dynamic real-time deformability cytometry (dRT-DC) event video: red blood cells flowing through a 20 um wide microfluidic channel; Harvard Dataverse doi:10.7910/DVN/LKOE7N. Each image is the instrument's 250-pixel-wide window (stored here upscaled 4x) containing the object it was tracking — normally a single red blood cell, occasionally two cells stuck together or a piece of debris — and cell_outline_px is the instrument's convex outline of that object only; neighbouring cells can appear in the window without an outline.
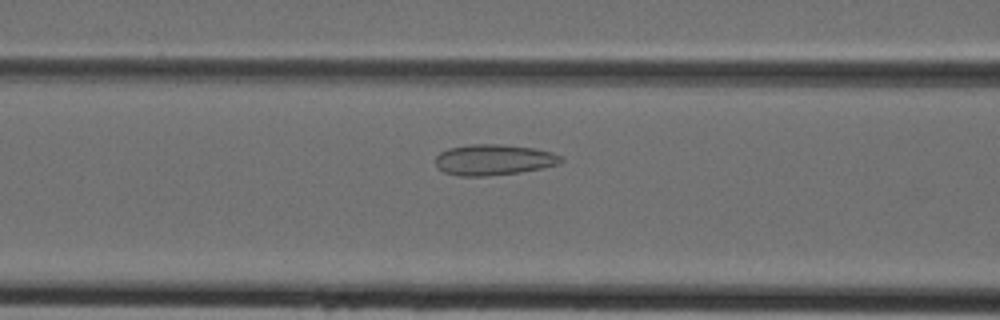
{"species": "Egyptian fruit bat (a non-hibernating species)", "species_latin": "Rousettus aegyptiacus", "temperature_condition": "cold", "stored_images_in_passage": 33, "camera_frame_rate_fps": 3000, "um_per_image_px": 0.085, "animal": {"sex": "female"}, "frame": {"image": 1, "passage_image": 7, "time_ms": 2.0, "image_size_px": [1000, 320], "cell_outline_px": [[564, 160], [560, 164], [520, 172], [484, 176], [460, 176], [444, 172], [436, 168], [436, 156], [440, 152], [448, 148], [472, 144], [496, 144], [536, 148], [552, 152], [560, 156]], "centroid_in_image_um": [41.95, 13.58], "position_along_channel_um": 124.7, "area_um2": 22.54}}
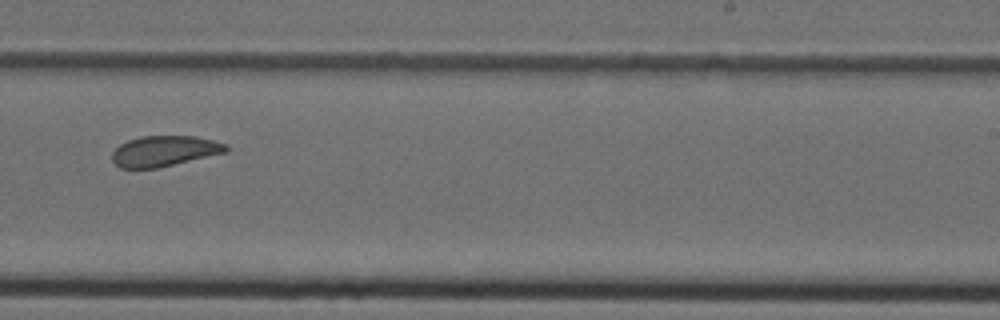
{"frame": {"image": 2, "passage_image": 17, "time_ms": 5.333, "image_size_px": [1000, 320], "cell_outline_px": [[228, 152], [160, 168], [120, 168], [112, 160], [112, 152], [120, 144], [128, 140], [140, 136], [196, 136], [228, 144]], "centroid_in_image_um": [14.0, 12.84], "position_along_channel_um": 275.0, "area_um2": 20.52}}
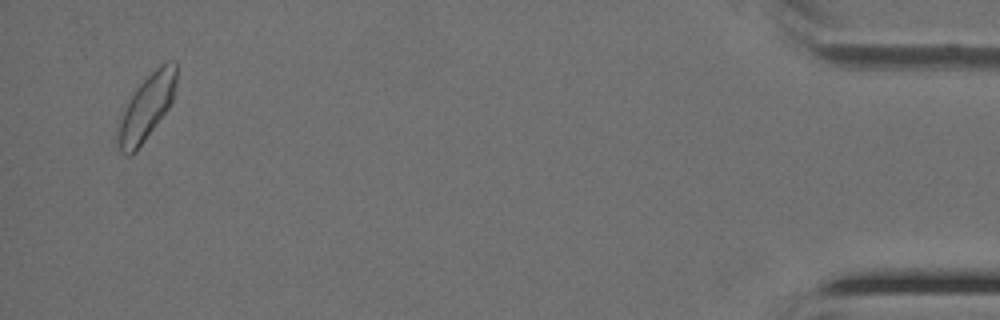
{"frame": {"image": 3, "passage_image": 32, "time_ms": 10.333, "image_size_px": [1000, 320], "cell_outline_px": [[176, 84], [172, 100], [168, 108], [136, 152], [132, 156], [124, 156], [120, 152], [116, 144], [116, 128], [128, 100], [136, 88], [160, 64], [168, 60], [176, 60]], "centroid_in_image_um": [12.41, 9.18], "position_along_channel_um": 422.8, "area_um2": 22.37}}